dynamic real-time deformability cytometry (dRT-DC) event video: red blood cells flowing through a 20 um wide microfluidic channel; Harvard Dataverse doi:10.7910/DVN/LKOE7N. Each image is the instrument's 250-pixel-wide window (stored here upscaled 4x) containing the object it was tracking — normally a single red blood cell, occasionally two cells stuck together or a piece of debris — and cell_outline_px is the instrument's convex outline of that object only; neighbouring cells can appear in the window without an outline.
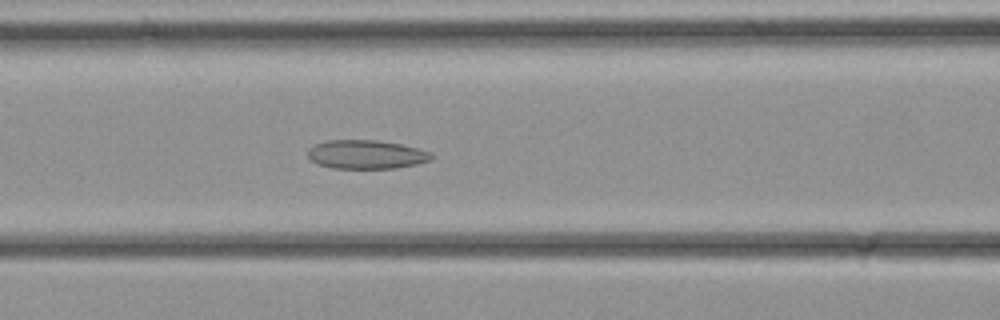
{"species": "common noctule bat (a hibernating species)", "species_latin": "Nyctalus noctula", "temperature_condition": "cold", "stored_images_in_passage": 36, "camera_frame_rate_fps": 3000, "um_per_image_px": 0.085, "animal": {"sex": "female", "body_mass_g": 21.9}, "frame": {"image": 1, "passage_image": 15, "time_ms": 4.667, "image_size_px": [1000, 320], "cell_outline_px": [[432, 160], [416, 164], [396, 168], [332, 168], [316, 164], [308, 160], [308, 148], [316, 144], [328, 140], [376, 140], [400, 144], [420, 148], [432, 152]], "centroid_in_image_um": [31.12, 13.13], "position_along_channel_um": 135.5, "area_um2": 20.92}}
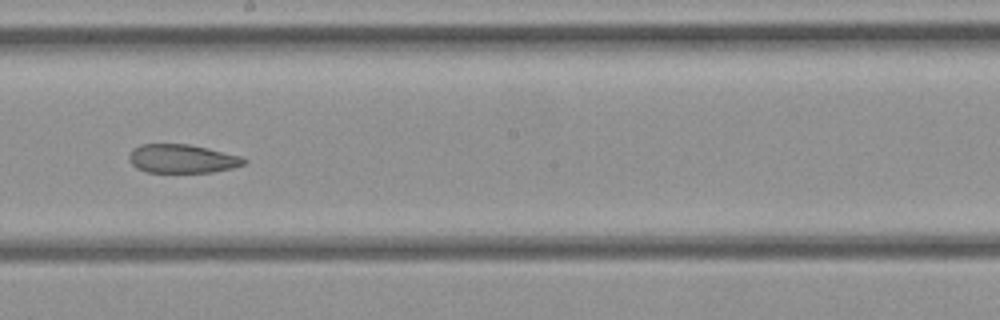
{"frame": {"image": 2, "passage_image": 20, "time_ms": 6.333, "image_size_px": [1000, 320], "cell_outline_px": [[248, 160], [244, 164], [232, 168], [212, 172], [148, 172], [136, 168], [128, 160], [128, 156], [132, 148], [140, 144], [188, 144], [208, 148], [240, 156]], "centroid_in_image_um": [15.45, 13.48], "position_along_channel_um": 232.8, "area_um2": 19.25}}
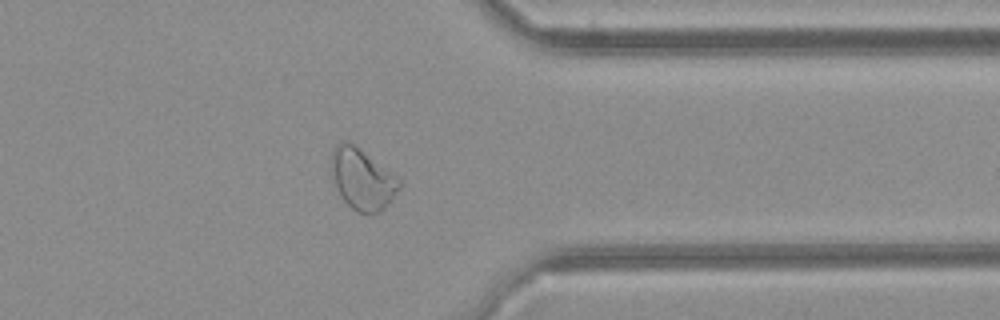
{"frame": {"image": 3, "passage_image": 28, "time_ms": 9.0, "image_size_px": [1000, 320], "cell_outline_px": [[404, 184], [384, 208], [380, 212], [356, 212], [344, 200], [336, 188], [332, 172], [332, 148], [340, 140], [348, 140], [396, 176]], "centroid_in_image_um": [30.79, 15.2], "position_along_channel_um": 380.6, "area_um2": 23.81}}